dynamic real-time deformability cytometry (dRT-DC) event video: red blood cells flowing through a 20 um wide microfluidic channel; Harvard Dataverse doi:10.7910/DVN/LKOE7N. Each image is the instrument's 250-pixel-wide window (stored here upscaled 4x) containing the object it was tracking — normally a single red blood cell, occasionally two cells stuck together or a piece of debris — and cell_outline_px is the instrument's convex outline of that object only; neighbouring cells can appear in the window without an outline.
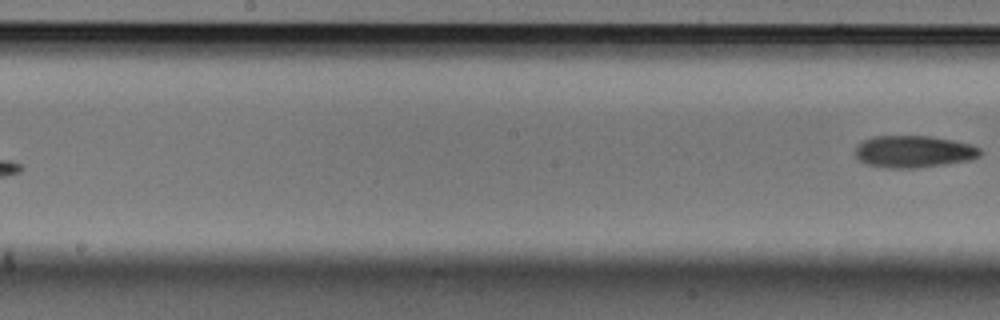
{"species": "Egyptian fruit bat (a non-hibernating species)", "species_latin": "Rousettus aegyptiacus", "temperature_condition": "cold", "stored_images_in_passage": 9, "segment_of_instrument_passage": [2, 2], "camera_frame_rate_fps": 3000, "um_per_image_px": 0.085, "animal": {"sex": "male"}, "frame": {"image": 1, "passage_image": 9, "time_ms": 2.667, "image_size_px": [1000, 320], "cell_outline_px": [[984, 152], [980, 156], [972, 160], [916, 168], [888, 168], [868, 164], [860, 160], [856, 156], [856, 144], [872, 136], [932, 136], [972, 144], [980, 148]], "centroid_in_image_um": [77.71, 12.88], "position_along_channel_um": 170.5, "area_um2": 23.47}}